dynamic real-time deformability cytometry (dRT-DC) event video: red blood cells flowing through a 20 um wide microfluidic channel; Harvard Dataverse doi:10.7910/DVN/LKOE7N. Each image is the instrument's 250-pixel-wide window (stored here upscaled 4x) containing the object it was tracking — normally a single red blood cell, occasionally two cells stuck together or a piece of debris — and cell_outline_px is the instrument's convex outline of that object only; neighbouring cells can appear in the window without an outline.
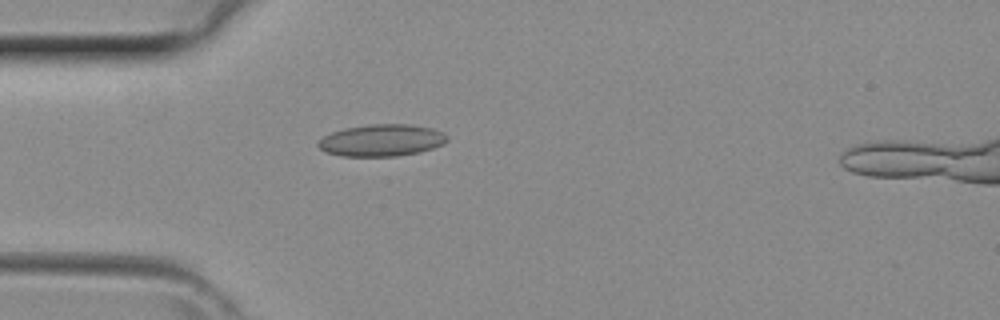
{"species": "common noctule bat (a hibernating species)", "species_latin": "Nyctalus noctula", "temperature_condition": "room temperature", "stored_images_in_passage": 31, "camera_frame_rate_fps": 3000, "um_per_image_px": 0.085, "animal": {"sex": "female", "body_mass_g": 29.2, "forearm_length_mm": 56.3}, "frame": {"image": 1, "passage_image": 1, "time_ms": 0.0, "image_size_px": [1000, 320], "cell_outline_px": [[448, 140], [444, 144], [420, 152], [396, 156], [340, 156], [324, 152], [316, 144], [316, 140], [332, 132], [344, 128], [372, 124], [412, 124], [432, 128], [444, 132], [448, 136]], "centroid_in_image_um": [32.43, 11.92], "position_along_channel_um": 52.6, "area_um2": 24.28}}
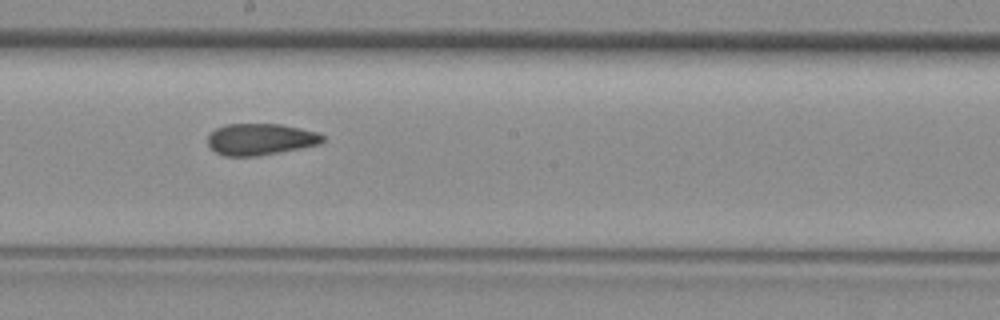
{"frame": {"image": 2, "passage_image": 12, "time_ms": 3.667, "image_size_px": [1000, 320], "cell_outline_px": [[324, 140], [320, 144], [300, 148], [256, 156], [224, 156], [216, 152], [208, 144], [208, 136], [216, 128], [228, 124], [280, 124], [300, 128], [316, 132], [324, 136]], "centroid_in_image_um": [22.14, 11.83], "position_along_channel_um": 226.1, "area_um2": 20.92}}
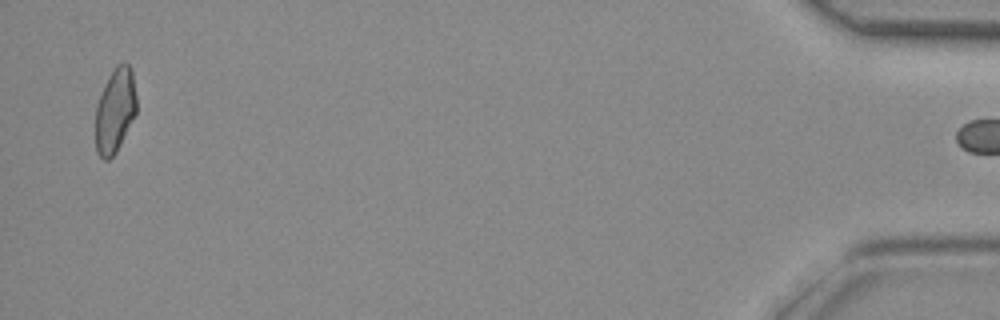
{"frame": {"image": 3, "passage_image": 30, "time_ms": 9.667, "image_size_px": [1000, 320], "cell_outline_px": [[136, 112], [116, 152], [108, 160], [104, 160], [96, 152], [96, 104], [104, 84], [108, 76], [116, 64], [128, 64], [132, 72], [136, 96]], "centroid_in_image_um": [9.76, 9.38], "position_along_channel_um": 425.4, "area_um2": 20.0}}